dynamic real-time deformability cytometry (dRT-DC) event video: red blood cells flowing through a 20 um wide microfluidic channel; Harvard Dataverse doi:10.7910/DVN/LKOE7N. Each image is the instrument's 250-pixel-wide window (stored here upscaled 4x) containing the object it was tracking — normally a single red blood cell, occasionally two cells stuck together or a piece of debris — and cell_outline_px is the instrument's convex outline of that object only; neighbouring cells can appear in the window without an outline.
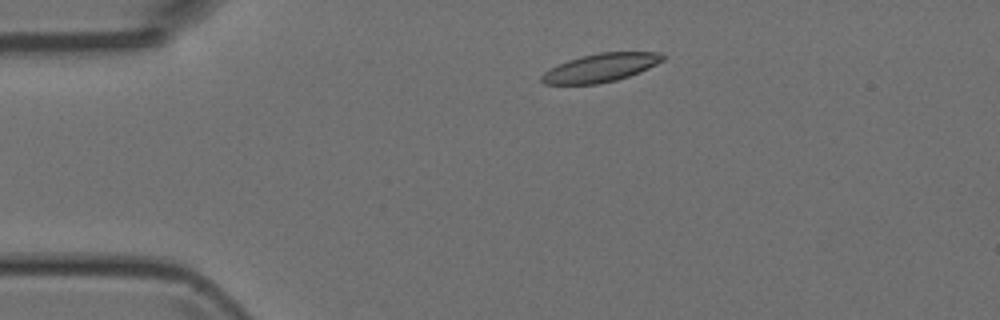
{"species": "Egyptian fruit bat (a non-hibernating species)", "species_latin": "Rousettus aegyptiacus", "temperature_condition": "room temperature", "stored_images_in_passage": 3, "camera_frame_rate_fps": 3000, "um_per_image_px": 0.085, "animal": {"sex": "female"}, "frame": {"image": 1, "passage_image": 1, "time_ms": 0.0, "image_size_px": [1000, 320], "cell_outline_px": [[668, 56], [664, 60], [640, 72], [616, 80], [600, 84], [544, 84], [540, 80], [540, 76], [544, 72], [568, 60], [580, 56], [600, 52], [664, 52]], "centroid_in_image_um": [51.1, 5.75], "position_along_channel_um": 33.9, "area_um2": 20.11}}